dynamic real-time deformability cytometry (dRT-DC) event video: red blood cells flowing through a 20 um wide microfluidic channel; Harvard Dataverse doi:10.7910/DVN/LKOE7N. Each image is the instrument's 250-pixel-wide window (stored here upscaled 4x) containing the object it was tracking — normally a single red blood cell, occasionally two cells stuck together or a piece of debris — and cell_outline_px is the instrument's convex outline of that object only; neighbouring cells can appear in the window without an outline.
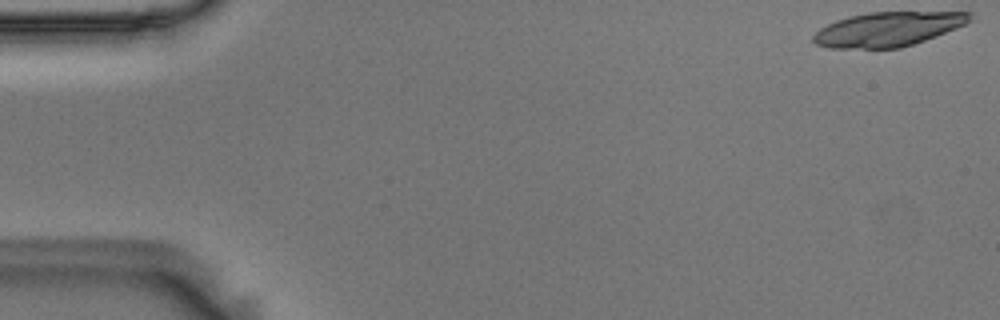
{"species": "Egyptian fruit bat (a non-hibernating species)", "species_latin": "Rousettus aegyptiacus", "temperature_condition": "room temperature", "stored_images_in_passage": 18, "camera_frame_rate_fps": 3000, "um_per_image_px": 0.085, "animal": {"sex": "male"}, "frame": {"image": 1, "passage_image": 1, "time_ms": 0.0, "image_size_px": [1000, 320], "cell_outline_px": [[972, 20], [956, 28], [936, 36], [900, 48], [828, 48], [816, 44], [812, 40], [812, 36], [820, 28], [836, 20], [848, 16], [868, 12], [972, 12]], "centroid_in_image_um": [75.45, 2.47], "position_along_channel_um": 9.6, "area_um2": 31.27}}